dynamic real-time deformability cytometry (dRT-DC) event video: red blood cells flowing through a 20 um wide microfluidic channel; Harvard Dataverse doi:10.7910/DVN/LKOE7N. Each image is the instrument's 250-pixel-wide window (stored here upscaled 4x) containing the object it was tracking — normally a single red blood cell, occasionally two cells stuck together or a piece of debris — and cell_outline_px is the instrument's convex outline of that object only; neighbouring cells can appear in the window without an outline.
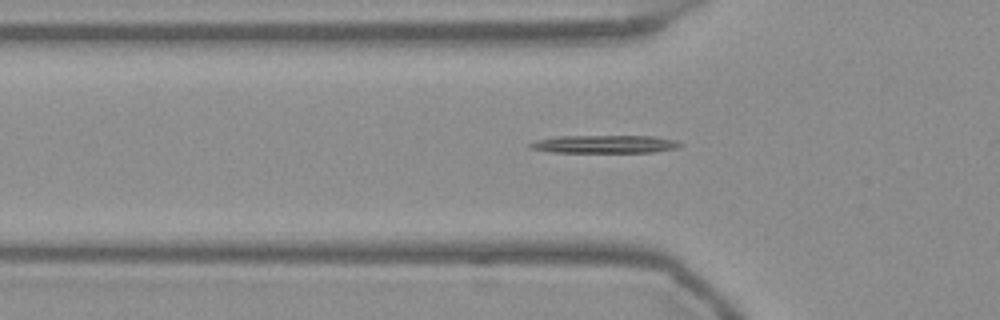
{"species": "Egyptian fruit bat (a non-hibernating species)", "species_latin": "Rousettus aegyptiacus", "temperature_condition": "warm", "stored_images_in_passage": 55, "camera_frame_rate_fps": 3000, "um_per_image_px": 0.085, "frame": {"image": 1, "passage_image": 18, "time_ms": 5.667, "image_size_px": [1000, 320], "cell_outline_px": [[684, 144], [676, 148], [656, 152], [552, 152], [528, 148], [528, 144], [536, 140], [556, 136], [652, 136], [676, 140]], "centroid_in_image_um": [51.39, 12.25], "position_along_channel_um": 74.4, "area_um2": 15.72}}
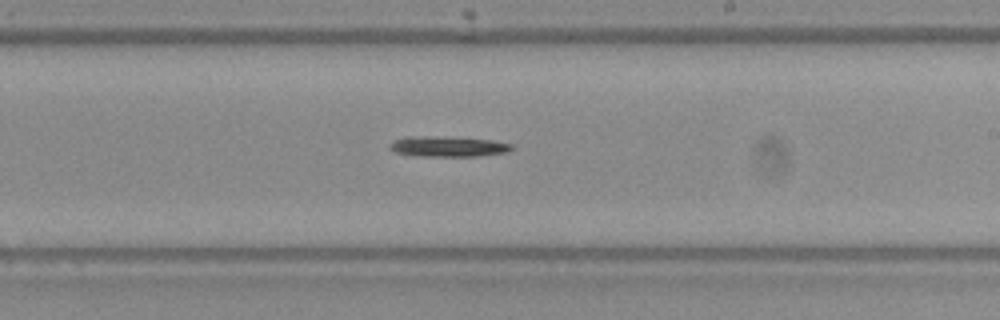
{"frame": {"image": 2, "passage_image": 32, "time_ms": 10.333, "image_size_px": [1000, 320], "cell_outline_px": [[516, 148], [508, 152], [476, 156], [416, 156], [396, 152], [388, 148], [388, 144], [392, 140], [404, 136], [428, 136], [492, 140], [512, 144]], "centroid_in_image_um": [38.04, 12.45], "position_along_channel_um": 251.0, "area_um2": 14.62}}
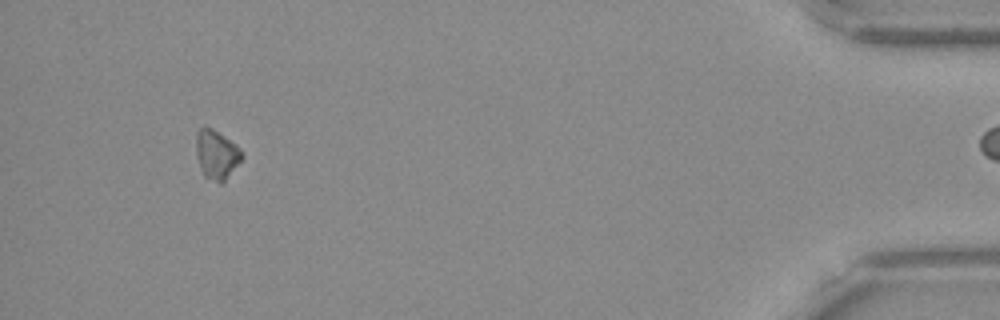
{"frame": {"image": 3, "passage_image": 51, "time_ms": 16.667, "image_size_px": [1000, 320], "cell_outline_px": [[244, 156], [224, 184], [220, 184], [204, 176], [200, 168], [196, 156], [196, 132], [204, 124], [212, 128], [236, 144], [240, 148]], "centroid_in_image_um": [18.4, 13.14], "position_along_channel_um": 416.8, "area_um2": 13.47}, "authors_computed_cell_mechanics": {"area_um2": 14.2188, "velocity_mm_per_s": 3.7652, "shape_relaxation_time_tau1_ms": 3.2507, "shape_relaxation_time_tau2_ms": null, "deformation_change_tau1": 0.1317, "deformation_change_tau2": null}}